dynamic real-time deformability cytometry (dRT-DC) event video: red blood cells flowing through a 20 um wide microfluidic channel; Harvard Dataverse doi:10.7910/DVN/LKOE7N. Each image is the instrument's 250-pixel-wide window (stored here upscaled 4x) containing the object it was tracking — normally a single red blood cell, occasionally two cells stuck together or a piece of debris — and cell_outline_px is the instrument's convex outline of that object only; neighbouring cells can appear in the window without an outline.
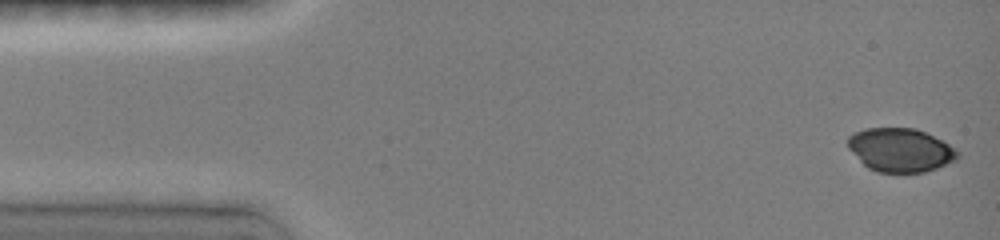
{"species": "common noctule bat (a hibernating species)", "species_latin": "Nyctalus noctula", "temperature_condition": "room temperature", "stored_images_in_passage": 8, "camera_frame_rate_fps": 3000, "um_per_image_px": 0.085, "animal": {"sex": "female", "body_mass_g": 19.0, "forearm_length_mm": 51.5}, "frame": {"image": 1, "passage_image": 1, "time_ms": 0.0, "image_size_px": [1000, 240], "cell_outline_px": [[960, 156], [956, 160], [936, 168], [924, 172], [876, 172], [868, 168], [848, 148], [848, 136], [852, 132], [864, 128], [916, 128], [948, 144], [960, 152]], "centroid_in_image_um": [76.51, 12.74], "position_along_channel_um": 8.5, "area_um2": 27.8}}
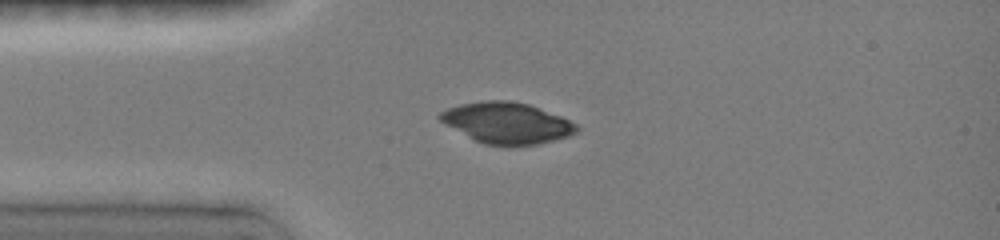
{"frame": {"image": 2, "passage_image": 6, "time_ms": 3.333, "image_size_px": [1000, 240], "cell_outline_px": [[580, 128], [576, 132], [568, 136], [540, 144], [508, 148], [484, 144], [468, 136], [440, 120], [436, 116], [440, 112], [448, 108], [460, 104], [480, 100], [508, 100], [528, 104], [560, 116], [576, 124]], "centroid_in_image_um": [43.09, 10.47], "position_along_channel_um": 41.9, "area_um2": 32.89}}